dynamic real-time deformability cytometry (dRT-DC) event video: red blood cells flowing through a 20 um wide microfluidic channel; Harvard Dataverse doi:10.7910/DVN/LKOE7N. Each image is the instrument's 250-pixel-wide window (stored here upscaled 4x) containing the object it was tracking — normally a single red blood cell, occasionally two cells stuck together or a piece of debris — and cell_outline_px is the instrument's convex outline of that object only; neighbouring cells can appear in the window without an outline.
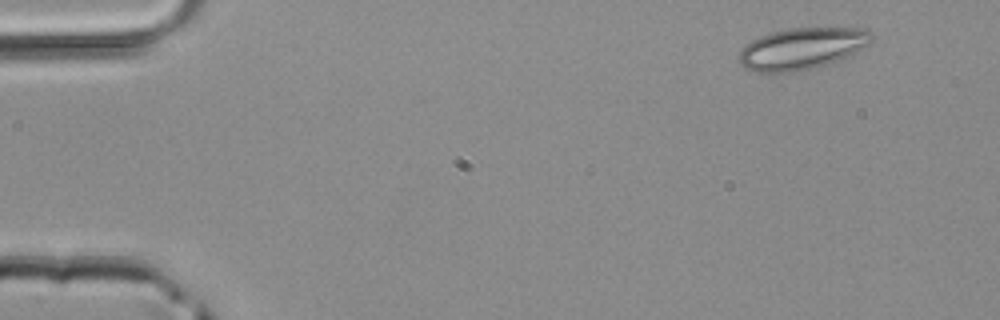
{"species": "common noctule bat (a hibernating species)", "species_latin": "Nyctalus noctula", "temperature_condition": "room temperature", "stored_images_in_passage": 5, "camera_frame_rate_fps": 3000, "um_per_image_px": 0.085, "animal": {"sex": "male", "body_mass_g": 20.4}, "frame": {"image": 1, "passage_image": 1, "time_ms": 0.0, "image_size_px": [1000, 320], "cell_outline_px": [[876, 36], [868, 44], [848, 56], [824, 64], [792, 72], [752, 72], [744, 68], [740, 64], [736, 56], [740, 48], [752, 40], [760, 36], [772, 32], [788, 28], [868, 28]], "centroid_in_image_um": [68.12, 4.11], "position_along_channel_um": 16.9, "area_um2": 32.19}}